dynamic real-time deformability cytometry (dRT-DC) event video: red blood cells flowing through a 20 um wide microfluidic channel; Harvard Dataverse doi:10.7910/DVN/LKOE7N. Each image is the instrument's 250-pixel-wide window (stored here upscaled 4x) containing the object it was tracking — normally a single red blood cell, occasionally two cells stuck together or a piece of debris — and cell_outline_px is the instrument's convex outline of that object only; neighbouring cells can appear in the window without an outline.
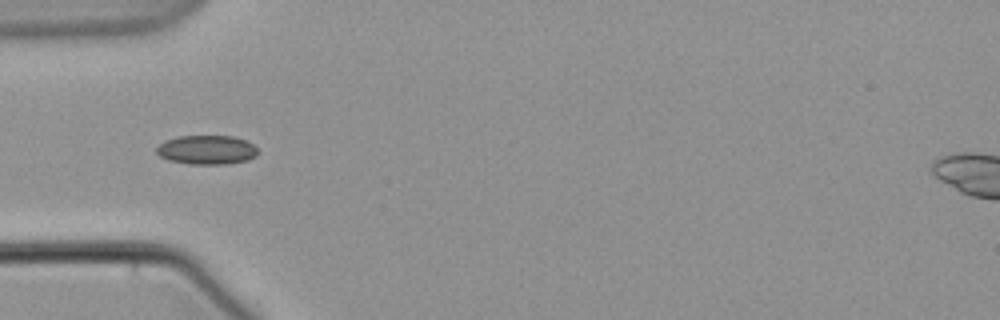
{"species": "common noctule bat (a hibernating species)", "species_latin": "Nyctalus noctula", "temperature_condition": "warm", "stored_images_in_passage": 6, "segment_of_instrument_passage": [2, 2], "camera_frame_rate_fps": 3000, "um_per_image_px": 0.085, "animal": {"sex": "male", "body_mass_g": 21.5, "forearm_length_mm": 52.0}, "frame": {"image": 1, "passage_image": 5, "time_ms": 6.667, "image_size_px": [1000, 320], "cell_outline_px": [[256, 156], [248, 160], [224, 164], [188, 164], [168, 160], [160, 156], [156, 152], [156, 148], [160, 144], [168, 140], [180, 136], [232, 136], [244, 140], [252, 144], [256, 148]], "centroid_in_image_um": [17.56, 12.74], "position_along_channel_um": 67.4, "area_um2": 16.99}}
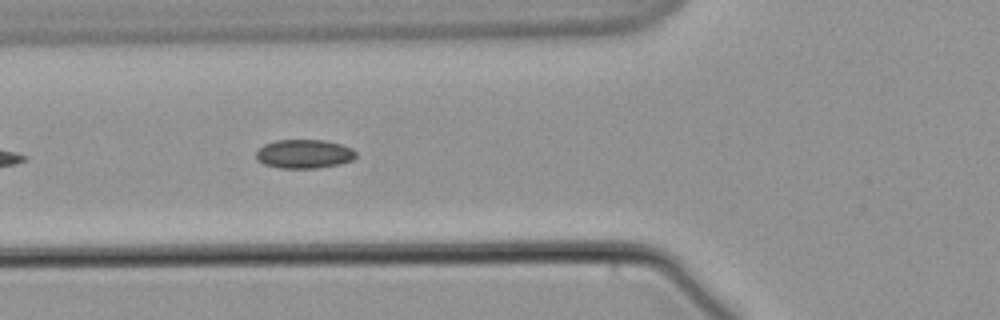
{"frame": {"image": 2, "passage_image": 6, "time_ms": 7.667, "image_size_px": [1000, 320], "cell_outline_px": [[356, 156], [352, 160], [340, 164], [316, 168], [280, 168], [264, 164], [256, 160], [256, 152], [264, 144], [276, 140], [324, 140], [340, 144], [352, 148], [356, 152]], "centroid_in_image_um": [25.84, 13.08], "position_along_channel_um": 100.0, "area_um2": 16.82}}